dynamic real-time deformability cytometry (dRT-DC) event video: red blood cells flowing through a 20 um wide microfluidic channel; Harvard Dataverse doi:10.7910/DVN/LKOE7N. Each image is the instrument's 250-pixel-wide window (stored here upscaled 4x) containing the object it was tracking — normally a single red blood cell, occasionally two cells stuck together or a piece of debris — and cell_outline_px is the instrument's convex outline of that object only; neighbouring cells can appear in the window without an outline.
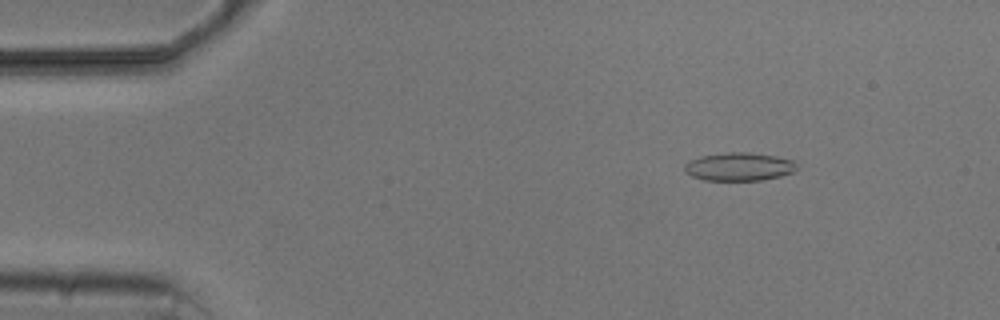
{"species": "common noctule bat (a hibernating species)", "species_latin": "Nyctalus noctula", "temperature_condition": "cold", "stored_images_in_passage": 7, "camera_frame_rate_fps": 3000, "um_per_image_px": 0.085, "animal": {"sex": "male", "body_mass_g": 20.5, "forearm_length_mm": 52.5}, "frame": {"image": 1, "passage_image": 2, "time_ms": 1.333, "image_size_px": [1000, 320], "cell_outline_px": [[796, 168], [792, 172], [780, 176], [760, 180], [704, 180], [692, 176], [684, 172], [684, 164], [700, 156], [728, 152], [748, 152], [776, 156], [792, 160], [796, 164]], "centroid_in_image_um": [62.79, 14.16], "position_along_channel_um": 22.2, "area_um2": 18.32}}
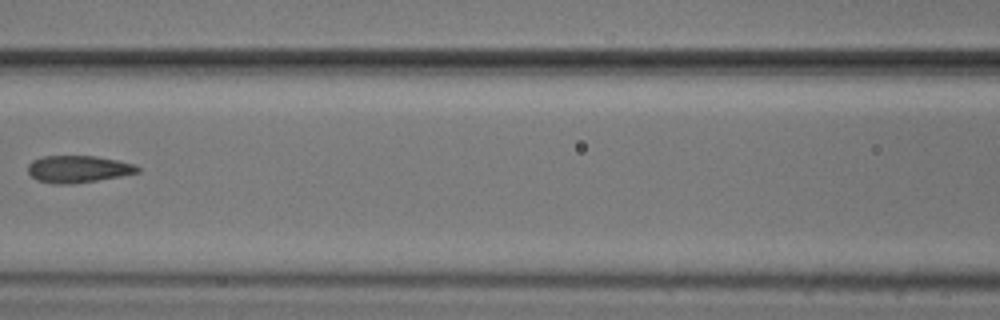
{"frame": {"image": 2, "passage_image": 6, "time_ms": 7.0, "image_size_px": [1000, 320], "cell_outline_px": [[140, 172], [120, 176], [72, 184], [52, 184], [36, 180], [28, 172], [28, 164], [32, 160], [44, 156], [96, 156], [136, 164], [140, 168]], "centroid_in_image_um": [6.63, 14.37], "position_along_channel_um": 160.0, "area_um2": 17.34}}
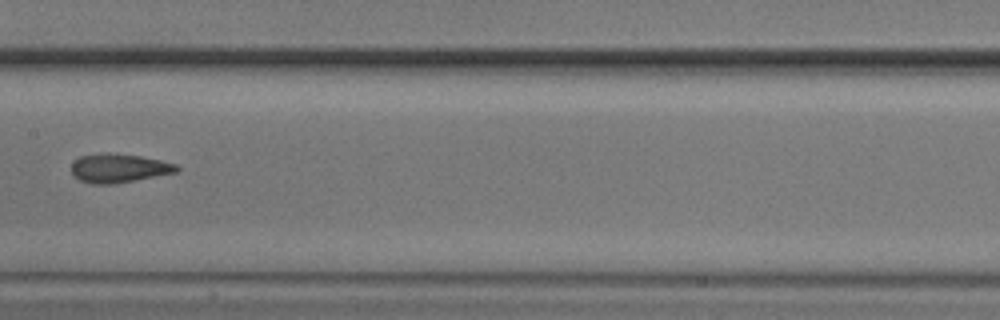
{"frame": {"image": 3, "passage_image": 7, "time_ms": 8.0, "image_size_px": [1000, 320], "cell_outline_px": [[180, 168], [176, 172], [112, 184], [92, 184], [80, 180], [72, 172], [72, 164], [80, 156], [108, 152], [140, 156], [160, 160], [176, 164]], "centroid_in_image_um": [10.1, 14.28], "position_along_channel_um": 197.3, "area_um2": 17.4}}